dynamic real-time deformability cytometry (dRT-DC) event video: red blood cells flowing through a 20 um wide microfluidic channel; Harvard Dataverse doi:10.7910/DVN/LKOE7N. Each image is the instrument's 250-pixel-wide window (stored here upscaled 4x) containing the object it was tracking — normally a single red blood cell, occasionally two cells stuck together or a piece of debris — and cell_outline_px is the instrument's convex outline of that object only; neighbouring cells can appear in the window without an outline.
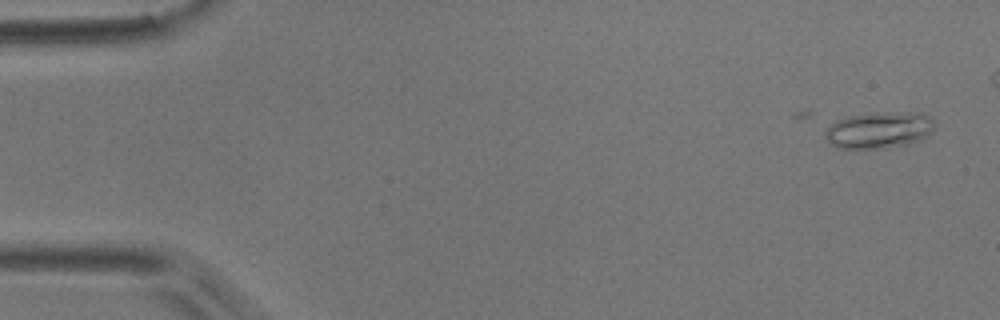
{"species": "common noctule bat (a hibernating species)", "species_latin": "Nyctalus noctula", "temperature_condition": "room temperature", "stored_images_in_passage": 47, "camera_frame_rate_fps": 3000, "um_per_image_px": 0.085, "animal": {"sex": "male", "body_mass_g": 17.9}, "frame": {"image": 1, "passage_image": 1, "time_ms": 0.0, "image_size_px": [1000, 320], "cell_outline_px": [[936, 128], [928, 136], [920, 140], [908, 144], [884, 148], [836, 148], [828, 144], [824, 136], [824, 132], [836, 120], [848, 116], [876, 112], [924, 112], [932, 116]], "centroid_in_image_um": [74.76, 11.04], "position_along_channel_um": 10.2, "area_um2": 23.87}}
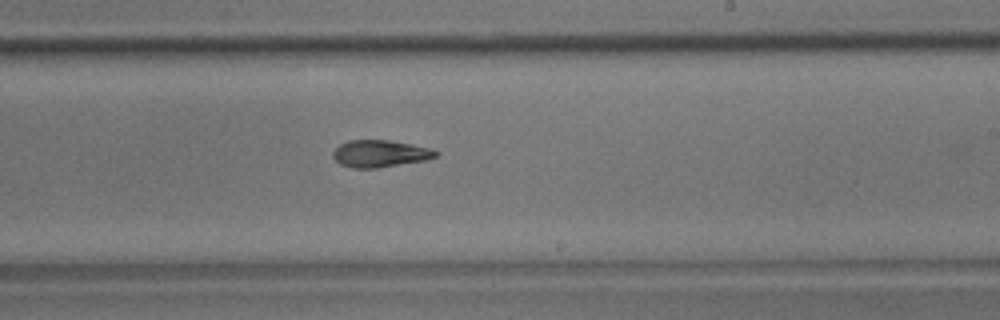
{"frame": {"image": 2, "passage_image": 30, "time_ms": 9.667, "image_size_px": [1000, 320], "cell_outline_px": [[440, 152], [436, 156], [424, 160], [376, 168], [352, 168], [340, 164], [332, 156], [332, 152], [340, 144], [348, 140], [388, 140], [428, 148]], "centroid_in_image_um": [32.24, 13.06], "position_along_channel_um": 256.8, "area_um2": 15.95}}
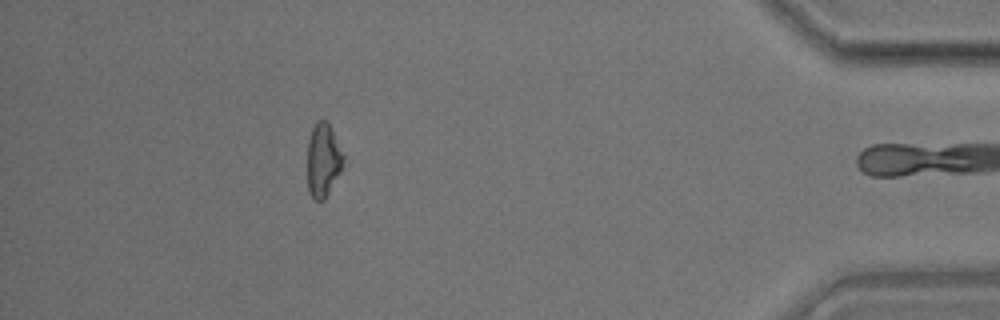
{"frame": {"image": 3, "passage_image": 46, "time_ms": 15.0, "image_size_px": [1000, 320], "cell_outline_px": [[348, 164], [324, 200], [320, 204], [312, 200], [308, 192], [308, 140], [312, 128], [316, 120], [328, 120], [332, 128]], "centroid_in_image_um": [27.52, 13.66], "position_along_channel_um": 407.7, "area_um2": 16.42}, "authors_computed_cell_mechanics": {"area_um2": 16.762, "velocity_mm_per_s": 3.7914, "shape_relaxation_time_tau1_ms": 5.7458, "shape_relaxation_time_tau2_ms": 6.0193, "deformation_change_tau1": 0.1658, "deformation_change_tau2": 0.1453}}